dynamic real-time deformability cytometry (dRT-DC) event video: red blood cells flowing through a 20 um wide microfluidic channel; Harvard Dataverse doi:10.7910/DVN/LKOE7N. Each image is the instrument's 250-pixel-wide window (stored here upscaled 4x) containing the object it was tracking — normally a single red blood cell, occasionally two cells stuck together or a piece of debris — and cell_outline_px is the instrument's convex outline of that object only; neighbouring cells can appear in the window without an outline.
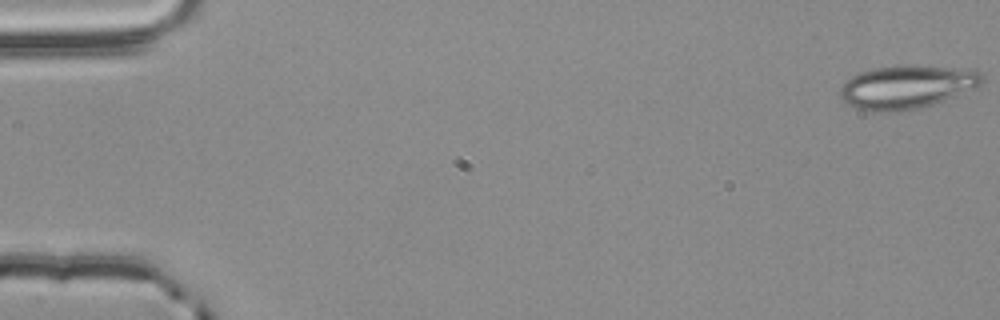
{"species": "common noctule bat (a hibernating species)", "species_latin": "Nyctalus noctula", "temperature_condition": "room temperature", "stored_images_in_passage": 55, "camera_frame_rate_fps": 3000, "um_per_image_px": 0.085, "animal": {"sex": "male", "body_mass_g": 20.4}, "frame": {"image": 1, "passage_image": 1, "time_ms": 0.0, "image_size_px": [1000, 320], "cell_outline_px": [[984, 80], [976, 88], [932, 104], [920, 108], [892, 112], [868, 112], [856, 108], [848, 104], [840, 96], [840, 88], [852, 76], [860, 72], [872, 68], [900, 64], [916, 64], [980, 72], [984, 76]], "centroid_in_image_um": [77.03, 7.39], "position_along_channel_um": 8.0, "area_um2": 35.89}}
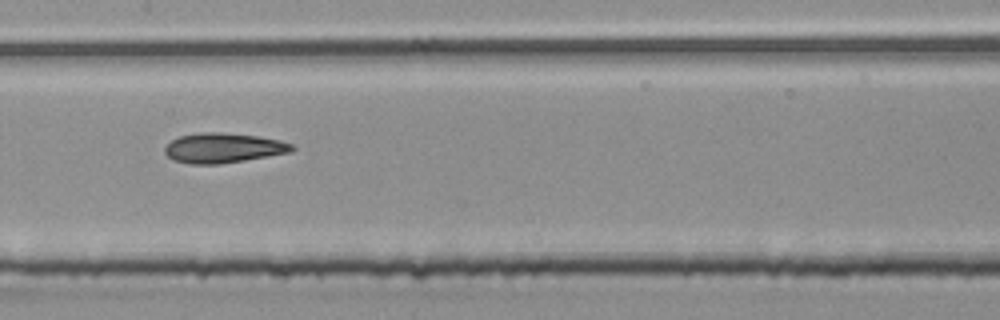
{"frame": {"image": 2, "passage_image": 28, "time_ms": 9.0, "image_size_px": [1000, 320], "cell_outline_px": [[296, 148], [292, 152], [244, 160], [216, 164], [188, 164], [172, 160], [164, 152], [164, 148], [172, 140], [180, 136], [200, 132], [224, 132], [260, 136], [292, 144]], "centroid_in_image_um": [18.96, 12.57], "position_along_channel_um": 188.4, "area_um2": 22.14}}
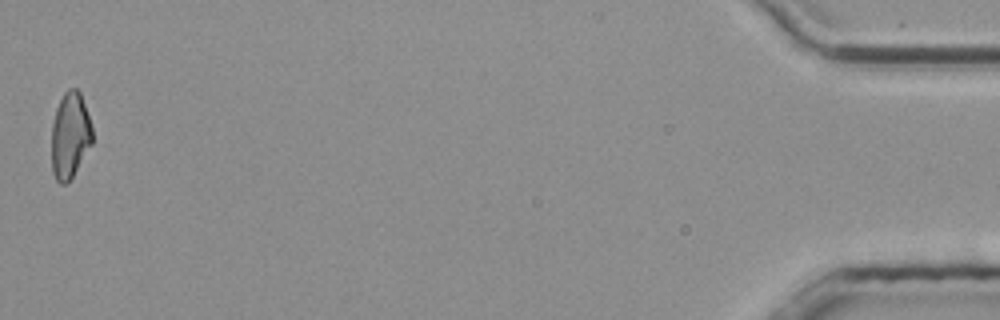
{"frame": {"image": 3, "passage_image": 55, "time_ms": 18.0, "image_size_px": [1000, 320], "cell_outline_px": [[92, 144], [72, 176], [64, 184], [60, 184], [56, 180], [52, 172], [52, 124], [56, 108], [64, 92], [68, 88], [76, 88], [80, 92], [92, 128]], "centroid_in_image_um": [5.94, 11.5], "position_along_channel_um": 429.3, "area_um2": 20.23}, "authors_computed_cell_mechanics": {"area_um2": 22.1374, "velocity_mm_per_s": 3.7985, "shape_relaxation_time_tau1_ms": null, "shape_relaxation_time_tau2_ms": 4.4376, "deformation_change_tau1": null, "deformation_change_tau2": 0.1317}}